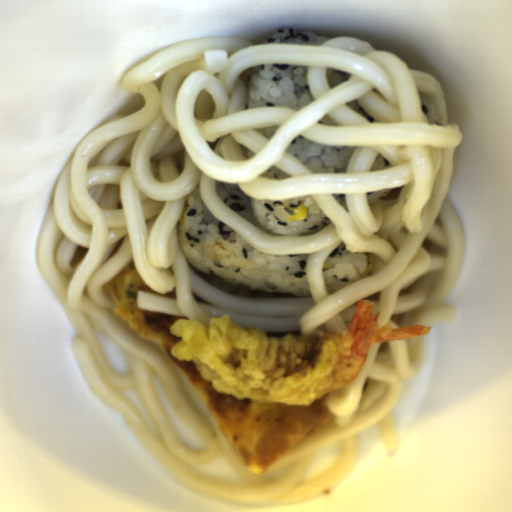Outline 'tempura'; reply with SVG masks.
Segmentation results:
<instances>
[{"instance_id":"obj_1","label":"tempura","mask_w":512,"mask_h":512,"mask_svg":"<svg viewBox=\"0 0 512 512\" xmlns=\"http://www.w3.org/2000/svg\"><path fill=\"white\" fill-rule=\"evenodd\" d=\"M375 301H359L345 333L323 332L281 338L262 327H242L230 315L209 325L191 318L174 322L179 340L171 355L194 362L215 390L237 400L307 406L356 379L371 344L416 339L429 327H379Z\"/></svg>"}]
</instances>
